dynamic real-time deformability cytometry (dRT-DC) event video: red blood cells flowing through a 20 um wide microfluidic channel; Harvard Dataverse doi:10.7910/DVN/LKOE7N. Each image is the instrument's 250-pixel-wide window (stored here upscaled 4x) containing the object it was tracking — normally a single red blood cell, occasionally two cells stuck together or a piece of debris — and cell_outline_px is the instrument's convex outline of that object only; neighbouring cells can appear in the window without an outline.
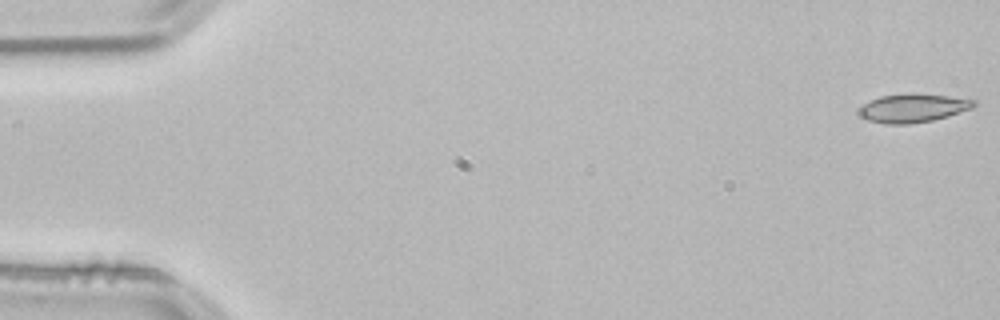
{"species": "common noctule bat (a hibernating species)", "species_latin": "Nyctalus noctula", "temperature_condition": "room temperature", "stored_images_in_passage": 29, "camera_frame_rate_fps": 3000, "um_per_image_px": 0.085, "animal": {"sex": "male", "body_mass_g": 21.5, "forearm_length_mm": 52.0}, "frame": {"image": 1, "passage_image": 1, "time_ms": 0.0, "image_size_px": [1000, 320], "cell_outline_px": [[976, 104], [972, 108], [948, 116], [932, 120], [908, 124], [884, 124], [868, 120], [860, 116], [856, 112], [864, 104], [880, 96], [948, 96], [976, 100]], "centroid_in_image_um": [77.58, 9.24], "position_along_channel_um": 7.4, "area_um2": 18.21}}
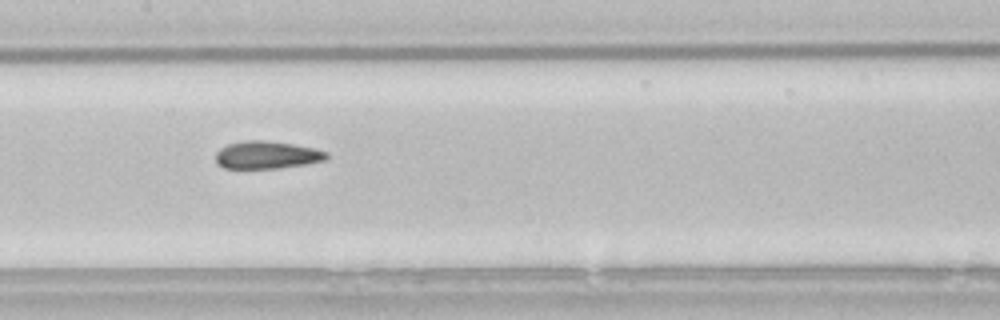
{"frame": {"image": 2, "passage_image": 26, "time_ms": 8.333, "image_size_px": [1000, 320], "cell_outline_px": [[328, 160], [308, 164], [280, 168], [224, 168], [216, 164], [216, 152], [220, 148], [228, 144], [244, 140], [264, 140], [292, 144], [316, 148], [328, 152]], "centroid_in_image_um": [22.71, 13.17], "position_along_channel_um": 184.7, "area_um2": 18.09}}
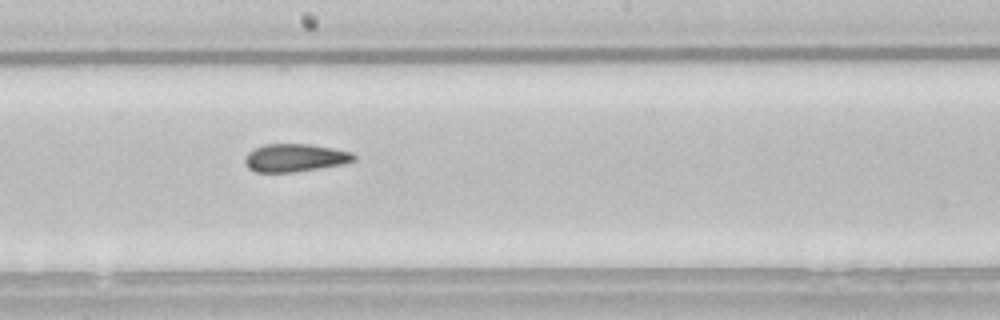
{"frame": {"image": 3, "passage_image": 29, "time_ms": 9.333, "image_size_px": [1000, 320], "cell_outline_px": [[356, 160], [344, 164], [292, 172], [256, 172], [248, 168], [244, 164], [244, 156], [248, 152], [264, 144], [308, 144], [332, 148], [352, 152], [356, 156]], "centroid_in_image_um": [25.06, 13.41], "position_along_channel_um": 223.1, "area_um2": 17.74}}